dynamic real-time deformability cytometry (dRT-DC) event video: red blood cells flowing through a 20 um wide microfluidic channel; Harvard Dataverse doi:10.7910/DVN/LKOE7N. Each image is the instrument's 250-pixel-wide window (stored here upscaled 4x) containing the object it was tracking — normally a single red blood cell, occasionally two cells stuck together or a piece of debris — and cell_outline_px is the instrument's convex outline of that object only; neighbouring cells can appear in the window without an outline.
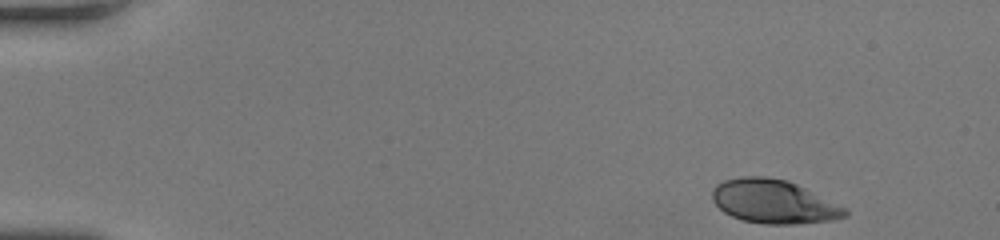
{"species": "human", "species_latin": "Homo sapiens", "temperature_condition": "room temperature", "stored_images_in_passage": 45, "camera_frame_rate_fps": 3000, "um_per_image_px": 0.085, "donor": {"sex": "female"}, "frame": {"image": 1, "passage_image": 1, "time_ms": 0.0, "image_size_px": [1000, 240], "cell_outline_px": [[848, 216], [832, 220], [796, 224], [764, 224], [744, 220], [732, 216], [724, 212], [712, 200], [712, 188], [716, 184], [724, 180], [744, 176], [764, 176], [788, 180], [848, 208]], "centroid_in_image_um": [65.78, 17.13], "position_along_channel_um": 19.2, "area_um2": 33.93}}
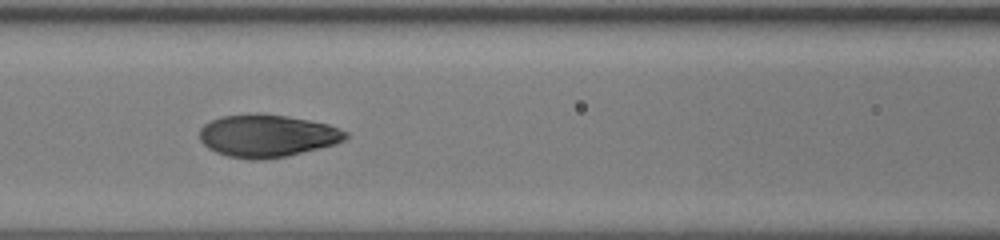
{"frame": {"image": 2, "passage_image": 19, "time_ms": 6.0, "image_size_px": [1000, 240], "cell_outline_px": [[348, 136], [344, 140], [336, 144], [284, 156], [264, 160], [248, 160], [228, 156], [216, 152], [208, 148], [200, 140], [200, 128], [204, 124], [220, 116], [248, 112], [256, 112], [288, 116], [328, 124], [348, 132]], "centroid_in_image_um": [22.68, 11.52], "position_along_channel_um": 143.9, "area_um2": 36.47}}
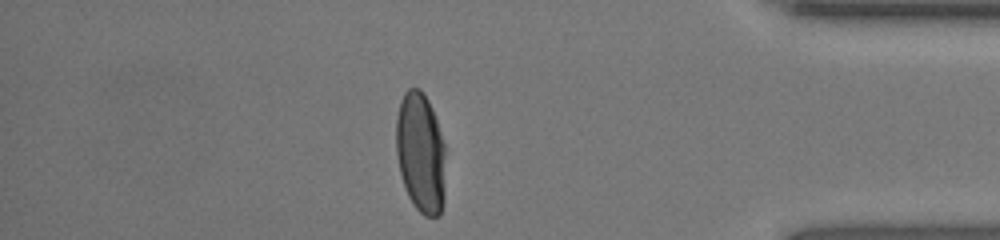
{"frame": {"image": 3, "passage_image": 39, "time_ms": 12.667, "image_size_px": [1000, 240], "cell_outline_px": [[444, 204], [440, 216], [424, 216], [412, 204], [408, 196], [400, 172], [396, 152], [396, 116], [400, 100], [404, 92], [408, 88], [420, 88], [424, 92], [432, 108], [444, 144]], "centroid_in_image_um": [35.74, 12.98], "position_along_channel_um": 399.5, "area_um2": 34.91}, "authors_computed_cell_mechanics": {"area_um2": 35.547, "velocity_mm_per_s": 4.2682, "shape_relaxation_time_tau1_ms": 3.4693, "shape_relaxation_time_tau2_ms": null, "deformation_change_tau1": 0.2142, "deformation_change_tau2": null}}